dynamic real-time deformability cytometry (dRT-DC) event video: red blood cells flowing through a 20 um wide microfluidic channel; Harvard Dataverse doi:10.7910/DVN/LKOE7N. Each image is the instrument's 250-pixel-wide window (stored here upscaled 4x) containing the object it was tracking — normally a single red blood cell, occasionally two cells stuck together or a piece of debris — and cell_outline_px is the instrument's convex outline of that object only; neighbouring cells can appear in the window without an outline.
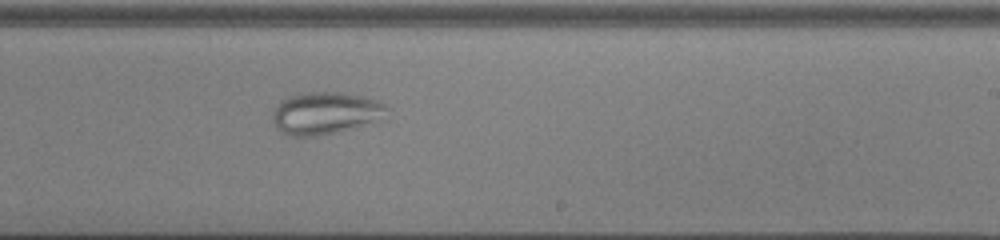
{"species": "common noctule bat (a hibernating species)", "species_latin": "Nyctalus noctula", "temperature_condition": "cold", "stored_images_in_passage": 34, "camera_frame_rate_fps": 3000, "um_per_image_px": 0.085, "animal": {"sex": "male", "body_mass_g": 13.0, "forearm_length_mm": 53.1}, "frame": {"image": 1, "passage_image": 15, "time_ms": 4.667, "image_size_px": [1000, 240], "cell_outline_px": [[388, 120], [336, 132], [316, 136], [292, 136], [280, 132], [276, 128], [272, 120], [272, 112], [276, 104], [280, 100], [288, 96], [304, 92], [344, 92], [364, 96], [376, 100], [384, 104], [388, 108]], "centroid_in_image_um": [27.7, 9.61], "position_along_channel_um": 261.3, "area_um2": 29.02}}
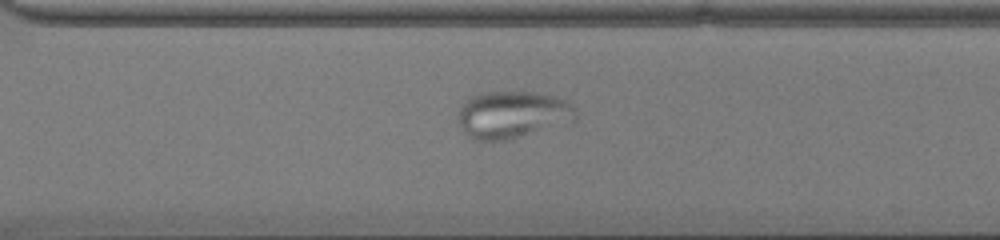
{"frame": {"image": 2, "passage_image": 20, "time_ms": 6.333, "image_size_px": [1000, 240], "cell_outline_px": [[576, 116], [572, 120], [508, 140], [472, 140], [464, 132], [460, 124], [460, 104], [472, 96], [480, 92], [532, 92], [552, 96], [568, 100], [576, 108]], "centroid_in_image_um": [43.53, 9.73], "position_along_channel_um": 327.1, "area_um2": 31.91}}
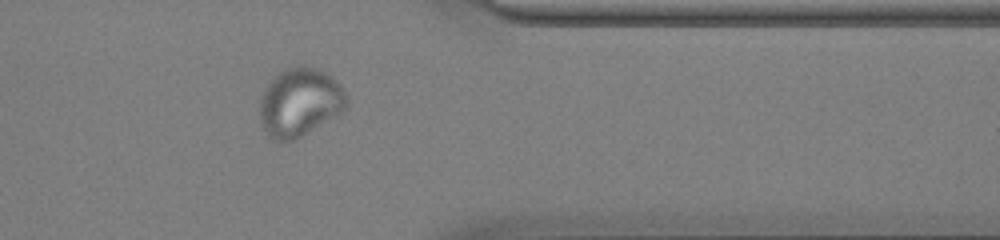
{"frame": {"image": 3, "passage_image": 25, "time_ms": 8.0, "image_size_px": [1000, 240], "cell_outline_px": [[348, 108], [300, 136], [292, 140], [272, 140], [260, 128], [260, 96], [264, 88], [284, 68], [296, 64], [300, 64], [316, 68], [324, 72], [348, 96]], "centroid_in_image_um": [25.43, 8.69], "position_along_channel_um": 386.0, "area_um2": 34.39}}